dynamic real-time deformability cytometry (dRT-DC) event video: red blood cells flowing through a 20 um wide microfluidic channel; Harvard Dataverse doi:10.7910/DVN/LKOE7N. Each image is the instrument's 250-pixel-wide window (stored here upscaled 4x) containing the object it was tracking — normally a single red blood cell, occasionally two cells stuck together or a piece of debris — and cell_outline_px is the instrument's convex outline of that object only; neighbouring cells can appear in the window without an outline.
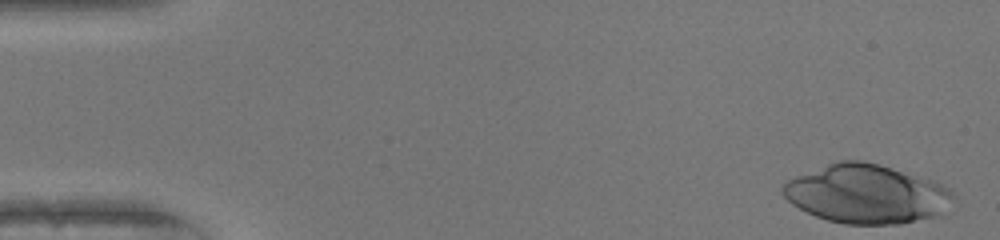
{"species": "human", "species_latin": "Homo sapiens", "temperature_condition": "warm", "stored_images_in_passage": 49, "camera_frame_rate_fps": 3000, "um_per_image_px": 0.085, "donor": {"sex": "female"}, "frame": {"image": 1, "passage_image": 1, "time_ms": 0.0, "image_size_px": [1000, 240], "cell_outline_px": [[952, 196], [944, 216], [900, 224], [844, 224], [828, 220], [816, 216], [792, 204], [780, 192], [780, 188], [788, 180], [796, 176], [828, 164], [840, 160], [864, 160], [880, 164], [940, 184], [948, 188], [952, 192]], "centroid_in_image_um": [73.65, 16.51], "position_along_channel_um": 11.4, "area_um2": 58.2}}
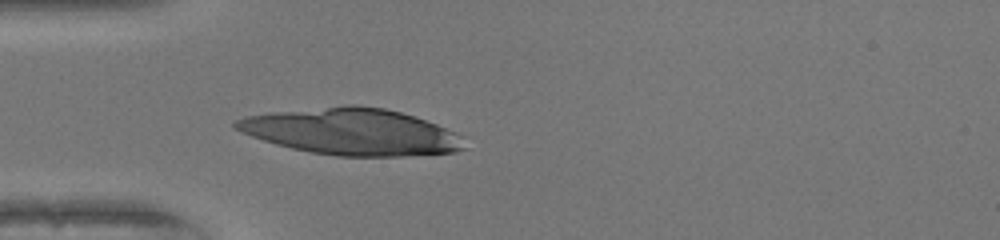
{"frame": {"image": 2, "passage_image": 14, "time_ms": 4.333, "image_size_px": [1000, 240], "cell_outline_px": [[468, 148], [456, 152], [404, 156], [336, 156], [312, 152], [292, 148], [276, 144], [240, 132], [232, 128], [232, 124], [236, 120], [248, 116], [272, 112], [344, 104], [356, 104], [384, 108], [400, 112], [436, 124], [456, 132], [460, 136]], "centroid_in_image_um": [29.89, 11.19], "position_along_channel_um": 55.1, "area_um2": 62.02}}